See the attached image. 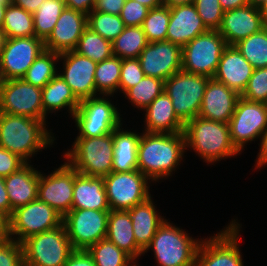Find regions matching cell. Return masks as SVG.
Listing matches in <instances>:
<instances>
[{"instance_id": "cell-1", "label": "cell", "mask_w": 267, "mask_h": 266, "mask_svg": "<svg viewBox=\"0 0 267 266\" xmlns=\"http://www.w3.org/2000/svg\"><path fill=\"white\" fill-rule=\"evenodd\" d=\"M184 133H142L138 145V170L149 181L171 176L182 160Z\"/></svg>"}, {"instance_id": "cell-2", "label": "cell", "mask_w": 267, "mask_h": 266, "mask_svg": "<svg viewBox=\"0 0 267 266\" xmlns=\"http://www.w3.org/2000/svg\"><path fill=\"white\" fill-rule=\"evenodd\" d=\"M51 135L46 122L27 116L0 113V146L18 155L26 163H29L31 156L37 154L35 152L53 145L55 137Z\"/></svg>"}, {"instance_id": "cell-3", "label": "cell", "mask_w": 267, "mask_h": 266, "mask_svg": "<svg viewBox=\"0 0 267 266\" xmlns=\"http://www.w3.org/2000/svg\"><path fill=\"white\" fill-rule=\"evenodd\" d=\"M183 133L186 148L191 147L207 163L240 154L231 141L228 123L197 116L184 124Z\"/></svg>"}, {"instance_id": "cell-4", "label": "cell", "mask_w": 267, "mask_h": 266, "mask_svg": "<svg viewBox=\"0 0 267 266\" xmlns=\"http://www.w3.org/2000/svg\"><path fill=\"white\" fill-rule=\"evenodd\" d=\"M113 152V133H109L98 137H77L64 158L78 173L104 178L112 172Z\"/></svg>"}, {"instance_id": "cell-5", "label": "cell", "mask_w": 267, "mask_h": 266, "mask_svg": "<svg viewBox=\"0 0 267 266\" xmlns=\"http://www.w3.org/2000/svg\"><path fill=\"white\" fill-rule=\"evenodd\" d=\"M200 243L197 238L193 239L183 229L165 220L143 254L152 248L159 266H195Z\"/></svg>"}, {"instance_id": "cell-6", "label": "cell", "mask_w": 267, "mask_h": 266, "mask_svg": "<svg viewBox=\"0 0 267 266\" xmlns=\"http://www.w3.org/2000/svg\"><path fill=\"white\" fill-rule=\"evenodd\" d=\"M21 244L25 266H63L74 251L63 223L30 236Z\"/></svg>"}, {"instance_id": "cell-7", "label": "cell", "mask_w": 267, "mask_h": 266, "mask_svg": "<svg viewBox=\"0 0 267 266\" xmlns=\"http://www.w3.org/2000/svg\"><path fill=\"white\" fill-rule=\"evenodd\" d=\"M209 79L181 70L164 81V91L172 100L175 114L184 124L199 115Z\"/></svg>"}, {"instance_id": "cell-8", "label": "cell", "mask_w": 267, "mask_h": 266, "mask_svg": "<svg viewBox=\"0 0 267 266\" xmlns=\"http://www.w3.org/2000/svg\"><path fill=\"white\" fill-rule=\"evenodd\" d=\"M227 46L218 30H208L182 47V70L213 78Z\"/></svg>"}, {"instance_id": "cell-9", "label": "cell", "mask_w": 267, "mask_h": 266, "mask_svg": "<svg viewBox=\"0 0 267 266\" xmlns=\"http://www.w3.org/2000/svg\"><path fill=\"white\" fill-rule=\"evenodd\" d=\"M106 98L91 97L80 101L79 107L73 114L79 136L98 137L104 136L122 125L121 117L116 105Z\"/></svg>"}, {"instance_id": "cell-10", "label": "cell", "mask_w": 267, "mask_h": 266, "mask_svg": "<svg viewBox=\"0 0 267 266\" xmlns=\"http://www.w3.org/2000/svg\"><path fill=\"white\" fill-rule=\"evenodd\" d=\"M62 221L63 217L56 210L37 198L13 211L9 217L10 237L22 243L30 236L57 228Z\"/></svg>"}, {"instance_id": "cell-11", "label": "cell", "mask_w": 267, "mask_h": 266, "mask_svg": "<svg viewBox=\"0 0 267 266\" xmlns=\"http://www.w3.org/2000/svg\"><path fill=\"white\" fill-rule=\"evenodd\" d=\"M240 227L234 219L209 240L201 238L195 266H244L238 245Z\"/></svg>"}, {"instance_id": "cell-12", "label": "cell", "mask_w": 267, "mask_h": 266, "mask_svg": "<svg viewBox=\"0 0 267 266\" xmlns=\"http://www.w3.org/2000/svg\"><path fill=\"white\" fill-rule=\"evenodd\" d=\"M110 211L71 209L64 217L67 236L74 250H88L106 238Z\"/></svg>"}, {"instance_id": "cell-13", "label": "cell", "mask_w": 267, "mask_h": 266, "mask_svg": "<svg viewBox=\"0 0 267 266\" xmlns=\"http://www.w3.org/2000/svg\"><path fill=\"white\" fill-rule=\"evenodd\" d=\"M103 180L110 210H128L151 196L149 179L139 170L111 172Z\"/></svg>"}, {"instance_id": "cell-14", "label": "cell", "mask_w": 267, "mask_h": 266, "mask_svg": "<svg viewBox=\"0 0 267 266\" xmlns=\"http://www.w3.org/2000/svg\"><path fill=\"white\" fill-rule=\"evenodd\" d=\"M0 113L27 116L44 122L42 89L21 79L0 83Z\"/></svg>"}, {"instance_id": "cell-15", "label": "cell", "mask_w": 267, "mask_h": 266, "mask_svg": "<svg viewBox=\"0 0 267 266\" xmlns=\"http://www.w3.org/2000/svg\"><path fill=\"white\" fill-rule=\"evenodd\" d=\"M228 124L231 141L242 152L248 141L261 137L267 128V104L240 97Z\"/></svg>"}, {"instance_id": "cell-16", "label": "cell", "mask_w": 267, "mask_h": 266, "mask_svg": "<svg viewBox=\"0 0 267 266\" xmlns=\"http://www.w3.org/2000/svg\"><path fill=\"white\" fill-rule=\"evenodd\" d=\"M77 174L67 162L48 176L39 171L37 198L64 217L72 209L74 180Z\"/></svg>"}, {"instance_id": "cell-17", "label": "cell", "mask_w": 267, "mask_h": 266, "mask_svg": "<svg viewBox=\"0 0 267 266\" xmlns=\"http://www.w3.org/2000/svg\"><path fill=\"white\" fill-rule=\"evenodd\" d=\"M44 50V41L36 36L7 38L0 53L2 80L21 79Z\"/></svg>"}, {"instance_id": "cell-18", "label": "cell", "mask_w": 267, "mask_h": 266, "mask_svg": "<svg viewBox=\"0 0 267 266\" xmlns=\"http://www.w3.org/2000/svg\"><path fill=\"white\" fill-rule=\"evenodd\" d=\"M138 60L145 76L165 81L182 70V47L167 40L149 42Z\"/></svg>"}, {"instance_id": "cell-19", "label": "cell", "mask_w": 267, "mask_h": 266, "mask_svg": "<svg viewBox=\"0 0 267 266\" xmlns=\"http://www.w3.org/2000/svg\"><path fill=\"white\" fill-rule=\"evenodd\" d=\"M63 59V71L58 73L72 89L79 101L96 96L95 69L97 63L77 52L67 51L59 54Z\"/></svg>"}, {"instance_id": "cell-20", "label": "cell", "mask_w": 267, "mask_h": 266, "mask_svg": "<svg viewBox=\"0 0 267 266\" xmlns=\"http://www.w3.org/2000/svg\"><path fill=\"white\" fill-rule=\"evenodd\" d=\"M87 27L86 14L65 7L52 33L44 41V48L58 54L73 51Z\"/></svg>"}, {"instance_id": "cell-21", "label": "cell", "mask_w": 267, "mask_h": 266, "mask_svg": "<svg viewBox=\"0 0 267 266\" xmlns=\"http://www.w3.org/2000/svg\"><path fill=\"white\" fill-rule=\"evenodd\" d=\"M267 25L259 8L250 4L224 12L218 32L227 45H235Z\"/></svg>"}, {"instance_id": "cell-22", "label": "cell", "mask_w": 267, "mask_h": 266, "mask_svg": "<svg viewBox=\"0 0 267 266\" xmlns=\"http://www.w3.org/2000/svg\"><path fill=\"white\" fill-rule=\"evenodd\" d=\"M241 95L224 83L210 78L202 99L200 117L216 122L229 123Z\"/></svg>"}, {"instance_id": "cell-23", "label": "cell", "mask_w": 267, "mask_h": 266, "mask_svg": "<svg viewBox=\"0 0 267 266\" xmlns=\"http://www.w3.org/2000/svg\"><path fill=\"white\" fill-rule=\"evenodd\" d=\"M254 68L235 45H227L222 53L214 79L240 95L245 90Z\"/></svg>"}, {"instance_id": "cell-24", "label": "cell", "mask_w": 267, "mask_h": 266, "mask_svg": "<svg viewBox=\"0 0 267 266\" xmlns=\"http://www.w3.org/2000/svg\"><path fill=\"white\" fill-rule=\"evenodd\" d=\"M169 8L170 20L166 35L167 41L183 47L198 35L208 31L194 4Z\"/></svg>"}, {"instance_id": "cell-25", "label": "cell", "mask_w": 267, "mask_h": 266, "mask_svg": "<svg viewBox=\"0 0 267 266\" xmlns=\"http://www.w3.org/2000/svg\"><path fill=\"white\" fill-rule=\"evenodd\" d=\"M5 188L13 211L37 199L39 171L26 163L18 171L4 177Z\"/></svg>"}, {"instance_id": "cell-26", "label": "cell", "mask_w": 267, "mask_h": 266, "mask_svg": "<svg viewBox=\"0 0 267 266\" xmlns=\"http://www.w3.org/2000/svg\"><path fill=\"white\" fill-rule=\"evenodd\" d=\"M145 132L147 133H180L184 131V123L174 112L172 100L163 91L144 109Z\"/></svg>"}, {"instance_id": "cell-27", "label": "cell", "mask_w": 267, "mask_h": 266, "mask_svg": "<svg viewBox=\"0 0 267 266\" xmlns=\"http://www.w3.org/2000/svg\"><path fill=\"white\" fill-rule=\"evenodd\" d=\"M72 209L110 211L103 177L75 176Z\"/></svg>"}, {"instance_id": "cell-28", "label": "cell", "mask_w": 267, "mask_h": 266, "mask_svg": "<svg viewBox=\"0 0 267 266\" xmlns=\"http://www.w3.org/2000/svg\"><path fill=\"white\" fill-rule=\"evenodd\" d=\"M106 239L127 253L134 261L143 255V250L136 243L128 210H110Z\"/></svg>"}, {"instance_id": "cell-29", "label": "cell", "mask_w": 267, "mask_h": 266, "mask_svg": "<svg viewBox=\"0 0 267 266\" xmlns=\"http://www.w3.org/2000/svg\"><path fill=\"white\" fill-rule=\"evenodd\" d=\"M151 198L150 196L144 202L128 209L136 243L143 251L150 244L158 228L166 220L157 213L158 211Z\"/></svg>"}, {"instance_id": "cell-30", "label": "cell", "mask_w": 267, "mask_h": 266, "mask_svg": "<svg viewBox=\"0 0 267 266\" xmlns=\"http://www.w3.org/2000/svg\"><path fill=\"white\" fill-rule=\"evenodd\" d=\"M119 126L113 131L112 172H129L138 170V145L140 134L124 131Z\"/></svg>"}, {"instance_id": "cell-31", "label": "cell", "mask_w": 267, "mask_h": 266, "mask_svg": "<svg viewBox=\"0 0 267 266\" xmlns=\"http://www.w3.org/2000/svg\"><path fill=\"white\" fill-rule=\"evenodd\" d=\"M80 101L74 95L72 89L57 74L42 88V105L44 110V122L47 119V114L56 112L59 109L68 107V111L73 116Z\"/></svg>"}, {"instance_id": "cell-32", "label": "cell", "mask_w": 267, "mask_h": 266, "mask_svg": "<svg viewBox=\"0 0 267 266\" xmlns=\"http://www.w3.org/2000/svg\"><path fill=\"white\" fill-rule=\"evenodd\" d=\"M149 41L141 26H125L112 42L113 55L120 59L138 58Z\"/></svg>"}, {"instance_id": "cell-33", "label": "cell", "mask_w": 267, "mask_h": 266, "mask_svg": "<svg viewBox=\"0 0 267 266\" xmlns=\"http://www.w3.org/2000/svg\"><path fill=\"white\" fill-rule=\"evenodd\" d=\"M59 54L53 51L44 50L34 60L28 68L22 79L39 88H43L59 72L56 68V62H59Z\"/></svg>"}, {"instance_id": "cell-34", "label": "cell", "mask_w": 267, "mask_h": 266, "mask_svg": "<svg viewBox=\"0 0 267 266\" xmlns=\"http://www.w3.org/2000/svg\"><path fill=\"white\" fill-rule=\"evenodd\" d=\"M121 65L122 59L114 55L97 63L94 74L96 95L99 92L101 96L108 97L118 91Z\"/></svg>"}, {"instance_id": "cell-35", "label": "cell", "mask_w": 267, "mask_h": 266, "mask_svg": "<svg viewBox=\"0 0 267 266\" xmlns=\"http://www.w3.org/2000/svg\"><path fill=\"white\" fill-rule=\"evenodd\" d=\"M2 28L7 38L35 36L33 14L10 3L5 10Z\"/></svg>"}, {"instance_id": "cell-36", "label": "cell", "mask_w": 267, "mask_h": 266, "mask_svg": "<svg viewBox=\"0 0 267 266\" xmlns=\"http://www.w3.org/2000/svg\"><path fill=\"white\" fill-rule=\"evenodd\" d=\"M64 0H45L33 13L35 36L45 41L52 33L56 22L65 9Z\"/></svg>"}, {"instance_id": "cell-37", "label": "cell", "mask_w": 267, "mask_h": 266, "mask_svg": "<svg viewBox=\"0 0 267 266\" xmlns=\"http://www.w3.org/2000/svg\"><path fill=\"white\" fill-rule=\"evenodd\" d=\"M254 69L267 67V25L235 44Z\"/></svg>"}, {"instance_id": "cell-38", "label": "cell", "mask_w": 267, "mask_h": 266, "mask_svg": "<svg viewBox=\"0 0 267 266\" xmlns=\"http://www.w3.org/2000/svg\"><path fill=\"white\" fill-rule=\"evenodd\" d=\"M74 51L96 63L113 56L112 42L104 39L89 27L82 33Z\"/></svg>"}, {"instance_id": "cell-39", "label": "cell", "mask_w": 267, "mask_h": 266, "mask_svg": "<svg viewBox=\"0 0 267 266\" xmlns=\"http://www.w3.org/2000/svg\"><path fill=\"white\" fill-rule=\"evenodd\" d=\"M96 266H130L134 260L108 239H101L87 250Z\"/></svg>"}, {"instance_id": "cell-40", "label": "cell", "mask_w": 267, "mask_h": 266, "mask_svg": "<svg viewBox=\"0 0 267 266\" xmlns=\"http://www.w3.org/2000/svg\"><path fill=\"white\" fill-rule=\"evenodd\" d=\"M164 91V81L151 76H144L136 86L129 88L125 97L132 105L140 109L147 108Z\"/></svg>"}, {"instance_id": "cell-41", "label": "cell", "mask_w": 267, "mask_h": 266, "mask_svg": "<svg viewBox=\"0 0 267 266\" xmlns=\"http://www.w3.org/2000/svg\"><path fill=\"white\" fill-rule=\"evenodd\" d=\"M87 26L110 42H113L125 28L120 15L99 11H92L87 15Z\"/></svg>"}, {"instance_id": "cell-42", "label": "cell", "mask_w": 267, "mask_h": 266, "mask_svg": "<svg viewBox=\"0 0 267 266\" xmlns=\"http://www.w3.org/2000/svg\"><path fill=\"white\" fill-rule=\"evenodd\" d=\"M170 20V8L161 6L149 9L141 27L149 42L165 41Z\"/></svg>"}, {"instance_id": "cell-43", "label": "cell", "mask_w": 267, "mask_h": 266, "mask_svg": "<svg viewBox=\"0 0 267 266\" xmlns=\"http://www.w3.org/2000/svg\"><path fill=\"white\" fill-rule=\"evenodd\" d=\"M241 97L267 104V67L254 69Z\"/></svg>"}, {"instance_id": "cell-44", "label": "cell", "mask_w": 267, "mask_h": 266, "mask_svg": "<svg viewBox=\"0 0 267 266\" xmlns=\"http://www.w3.org/2000/svg\"><path fill=\"white\" fill-rule=\"evenodd\" d=\"M193 4L208 30L220 28L224 11L219 0H195Z\"/></svg>"}, {"instance_id": "cell-45", "label": "cell", "mask_w": 267, "mask_h": 266, "mask_svg": "<svg viewBox=\"0 0 267 266\" xmlns=\"http://www.w3.org/2000/svg\"><path fill=\"white\" fill-rule=\"evenodd\" d=\"M144 76L138 58L123 59L119 81L120 92L124 94L129 88L136 86Z\"/></svg>"}, {"instance_id": "cell-46", "label": "cell", "mask_w": 267, "mask_h": 266, "mask_svg": "<svg viewBox=\"0 0 267 266\" xmlns=\"http://www.w3.org/2000/svg\"><path fill=\"white\" fill-rule=\"evenodd\" d=\"M0 266H25L21 243L13 239L0 242Z\"/></svg>"}, {"instance_id": "cell-47", "label": "cell", "mask_w": 267, "mask_h": 266, "mask_svg": "<svg viewBox=\"0 0 267 266\" xmlns=\"http://www.w3.org/2000/svg\"><path fill=\"white\" fill-rule=\"evenodd\" d=\"M149 8L134 0H126L121 10L120 18L125 26H141Z\"/></svg>"}, {"instance_id": "cell-48", "label": "cell", "mask_w": 267, "mask_h": 266, "mask_svg": "<svg viewBox=\"0 0 267 266\" xmlns=\"http://www.w3.org/2000/svg\"><path fill=\"white\" fill-rule=\"evenodd\" d=\"M26 162L18 155L0 146V177H7L18 171Z\"/></svg>"}, {"instance_id": "cell-49", "label": "cell", "mask_w": 267, "mask_h": 266, "mask_svg": "<svg viewBox=\"0 0 267 266\" xmlns=\"http://www.w3.org/2000/svg\"><path fill=\"white\" fill-rule=\"evenodd\" d=\"M63 266H96L87 250H74Z\"/></svg>"}, {"instance_id": "cell-50", "label": "cell", "mask_w": 267, "mask_h": 266, "mask_svg": "<svg viewBox=\"0 0 267 266\" xmlns=\"http://www.w3.org/2000/svg\"><path fill=\"white\" fill-rule=\"evenodd\" d=\"M126 0H96L93 11L120 15Z\"/></svg>"}, {"instance_id": "cell-51", "label": "cell", "mask_w": 267, "mask_h": 266, "mask_svg": "<svg viewBox=\"0 0 267 266\" xmlns=\"http://www.w3.org/2000/svg\"><path fill=\"white\" fill-rule=\"evenodd\" d=\"M66 7L86 15L94 10L96 0H64Z\"/></svg>"}, {"instance_id": "cell-52", "label": "cell", "mask_w": 267, "mask_h": 266, "mask_svg": "<svg viewBox=\"0 0 267 266\" xmlns=\"http://www.w3.org/2000/svg\"><path fill=\"white\" fill-rule=\"evenodd\" d=\"M0 210L6 213L9 217L11 216V204L5 188L4 177H0Z\"/></svg>"}, {"instance_id": "cell-53", "label": "cell", "mask_w": 267, "mask_h": 266, "mask_svg": "<svg viewBox=\"0 0 267 266\" xmlns=\"http://www.w3.org/2000/svg\"><path fill=\"white\" fill-rule=\"evenodd\" d=\"M260 151L258 153V159L256 160V168L259 169L265 164L267 165V128L261 135Z\"/></svg>"}, {"instance_id": "cell-54", "label": "cell", "mask_w": 267, "mask_h": 266, "mask_svg": "<svg viewBox=\"0 0 267 266\" xmlns=\"http://www.w3.org/2000/svg\"><path fill=\"white\" fill-rule=\"evenodd\" d=\"M11 239L9 216L0 210V242Z\"/></svg>"}, {"instance_id": "cell-55", "label": "cell", "mask_w": 267, "mask_h": 266, "mask_svg": "<svg viewBox=\"0 0 267 266\" xmlns=\"http://www.w3.org/2000/svg\"><path fill=\"white\" fill-rule=\"evenodd\" d=\"M43 1L45 0H11V3L33 14Z\"/></svg>"}, {"instance_id": "cell-56", "label": "cell", "mask_w": 267, "mask_h": 266, "mask_svg": "<svg viewBox=\"0 0 267 266\" xmlns=\"http://www.w3.org/2000/svg\"><path fill=\"white\" fill-rule=\"evenodd\" d=\"M219 2L224 12L249 4V0H219Z\"/></svg>"}, {"instance_id": "cell-57", "label": "cell", "mask_w": 267, "mask_h": 266, "mask_svg": "<svg viewBox=\"0 0 267 266\" xmlns=\"http://www.w3.org/2000/svg\"><path fill=\"white\" fill-rule=\"evenodd\" d=\"M138 3L145 5L149 9H154L163 6V0H134Z\"/></svg>"}, {"instance_id": "cell-58", "label": "cell", "mask_w": 267, "mask_h": 266, "mask_svg": "<svg viewBox=\"0 0 267 266\" xmlns=\"http://www.w3.org/2000/svg\"><path fill=\"white\" fill-rule=\"evenodd\" d=\"M195 0H163V4L168 7L193 4Z\"/></svg>"}, {"instance_id": "cell-59", "label": "cell", "mask_w": 267, "mask_h": 266, "mask_svg": "<svg viewBox=\"0 0 267 266\" xmlns=\"http://www.w3.org/2000/svg\"><path fill=\"white\" fill-rule=\"evenodd\" d=\"M7 37L5 34V31L2 27H0V53L3 50L5 43H6Z\"/></svg>"}, {"instance_id": "cell-60", "label": "cell", "mask_w": 267, "mask_h": 266, "mask_svg": "<svg viewBox=\"0 0 267 266\" xmlns=\"http://www.w3.org/2000/svg\"><path fill=\"white\" fill-rule=\"evenodd\" d=\"M259 10H260L265 22L267 23V0H265V2L259 7Z\"/></svg>"}, {"instance_id": "cell-61", "label": "cell", "mask_w": 267, "mask_h": 266, "mask_svg": "<svg viewBox=\"0 0 267 266\" xmlns=\"http://www.w3.org/2000/svg\"><path fill=\"white\" fill-rule=\"evenodd\" d=\"M7 5H0V27L3 26L4 23V15Z\"/></svg>"}, {"instance_id": "cell-62", "label": "cell", "mask_w": 267, "mask_h": 266, "mask_svg": "<svg viewBox=\"0 0 267 266\" xmlns=\"http://www.w3.org/2000/svg\"><path fill=\"white\" fill-rule=\"evenodd\" d=\"M264 2L265 0H249V4L257 8H259Z\"/></svg>"}, {"instance_id": "cell-63", "label": "cell", "mask_w": 267, "mask_h": 266, "mask_svg": "<svg viewBox=\"0 0 267 266\" xmlns=\"http://www.w3.org/2000/svg\"><path fill=\"white\" fill-rule=\"evenodd\" d=\"M11 0H0V5H9Z\"/></svg>"}, {"instance_id": "cell-64", "label": "cell", "mask_w": 267, "mask_h": 266, "mask_svg": "<svg viewBox=\"0 0 267 266\" xmlns=\"http://www.w3.org/2000/svg\"><path fill=\"white\" fill-rule=\"evenodd\" d=\"M136 264H137V262L135 261V262L133 263V265L131 264L130 266H137Z\"/></svg>"}, {"instance_id": "cell-65", "label": "cell", "mask_w": 267, "mask_h": 266, "mask_svg": "<svg viewBox=\"0 0 267 266\" xmlns=\"http://www.w3.org/2000/svg\"><path fill=\"white\" fill-rule=\"evenodd\" d=\"M2 82V76H1V73H0V83Z\"/></svg>"}]
</instances>
